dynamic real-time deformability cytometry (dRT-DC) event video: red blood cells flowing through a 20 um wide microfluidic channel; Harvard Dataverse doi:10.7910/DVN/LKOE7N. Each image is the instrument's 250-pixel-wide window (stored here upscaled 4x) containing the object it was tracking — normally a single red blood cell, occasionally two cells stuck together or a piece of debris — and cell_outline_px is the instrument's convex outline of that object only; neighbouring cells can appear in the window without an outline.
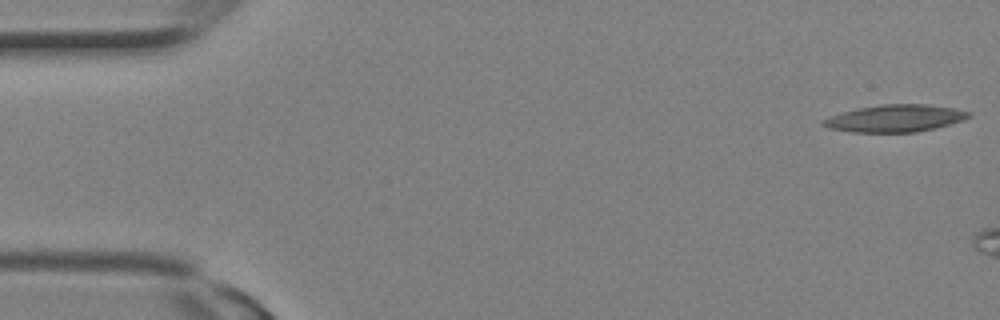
{"species": "Egyptian fruit bat (a non-hibernating species)", "species_latin": "Rousettus aegyptiacus", "temperature_condition": "room temperature", "stored_images_in_passage": 4, "camera_frame_rate_fps": 3000, "um_per_image_px": 0.085, "animal": {"sex": "female"}, "frame": {"image": 1, "passage_image": 1, "time_ms": 0.0, "image_size_px": [1000, 320], "cell_outline_px": [[972, 116], [964, 120], [916, 132], [852, 132], [828, 128], [820, 124], [820, 120], [828, 116], [860, 108], [880, 104], [924, 104], [956, 108], [972, 112]], "centroid_in_image_um": [76.07, 10.05], "position_along_channel_um": 8.9, "area_um2": 23.06}}